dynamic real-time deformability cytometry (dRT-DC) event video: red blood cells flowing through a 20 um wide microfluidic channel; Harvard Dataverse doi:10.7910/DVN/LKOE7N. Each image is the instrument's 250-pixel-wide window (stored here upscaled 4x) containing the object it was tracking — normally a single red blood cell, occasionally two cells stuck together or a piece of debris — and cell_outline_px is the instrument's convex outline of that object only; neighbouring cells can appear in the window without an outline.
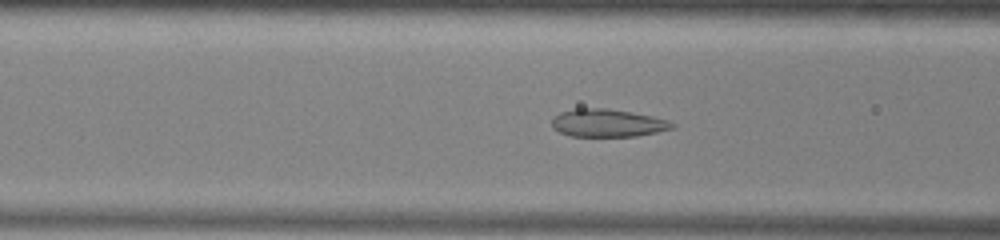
{"species": "common noctule bat (a hibernating species)", "species_latin": "Nyctalus noctula", "temperature_condition": "warm", "stored_images_in_passage": 51, "camera_frame_rate_fps": 3000, "um_per_image_px": 0.085, "animal": {"sex": "male", "body_mass_g": 13.0, "forearm_length_mm": 53.1}, "frame": {"image": 1, "passage_image": 19, "time_ms": 6.0, "image_size_px": [1000, 240], "cell_outline_px": [[676, 128], [636, 136], [572, 136], [560, 132], [552, 128], [552, 116], [560, 112], [576, 108], [608, 108], [632, 112], [652, 116], [668, 120], [676, 124]], "centroid_in_image_um": [51.65, 10.45], "position_along_channel_um": 115.0, "area_um2": 19.65}}
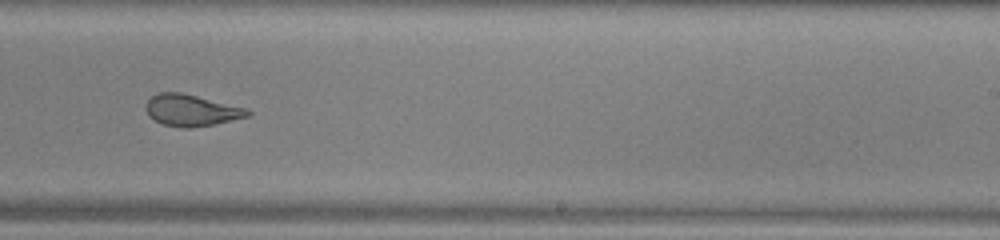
{"frame": {"image": 2, "passage_image": 31, "time_ms": 10.0, "image_size_px": [1000, 240], "cell_outline_px": [[252, 116], [216, 124], [192, 128], [180, 128], [164, 124], [148, 116], [144, 108], [144, 104], [152, 96], [160, 92], [180, 92], [248, 108], [252, 112]], "centroid_in_image_um": [16.29, 9.38], "position_along_channel_um": 272.7, "area_um2": 19.02}}
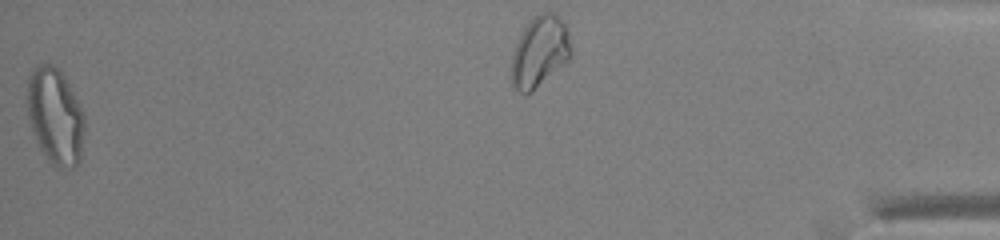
{"frame": {"image": 3, "passage_image": 51, "time_ms": 16.667, "image_size_px": [1000, 240], "cell_outline_px": [[84, 132], [80, 164], [76, 168], [56, 168], [48, 160], [40, 148], [36, 140], [28, 120], [28, 76], [32, 68], [36, 64], [52, 64], [64, 76], [84, 116]], "centroid_in_image_um": [4.69, 9.92], "position_along_channel_um": 430.5, "area_um2": 32.08}, "authors_computed_cell_mechanics": {"area_um2": 22.4264, "velocity_mm_per_s": 3.9529, "shape_relaxation_time_tau1_ms": null, "shape_relaxation_time_tau2_ms": 1.3025, "deformation_change_tau1": null, "deformation_change_tau2": 0.0916}}